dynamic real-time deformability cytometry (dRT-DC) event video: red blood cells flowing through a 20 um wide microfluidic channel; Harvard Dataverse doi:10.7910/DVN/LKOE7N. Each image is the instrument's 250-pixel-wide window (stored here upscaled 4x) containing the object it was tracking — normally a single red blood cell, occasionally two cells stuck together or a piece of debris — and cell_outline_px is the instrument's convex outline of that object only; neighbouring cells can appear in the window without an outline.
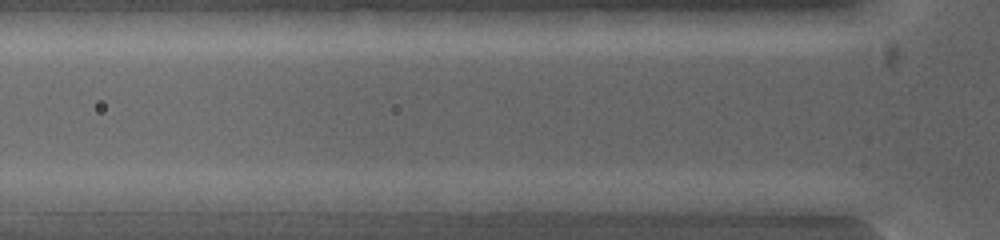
{"species": "common noctule bat (a hibernating species)", "species_latin": "Nyctalus noctula", "temperature_condition": "warm", "stored_images_in_passage": 5, "camera_frame_rate_fps": 5000, "um_per_image_px": 0.085, "animal": {"sex": "female", "body_mass_g": 19.0, "forearm_length_mm": 53.3}, "frame": {"image": 1, "passage_image": 2, "time_ms": 0.2, "image_size_px": [1000, 240], "cell_outline_px": [[600, 200], [568, 212], [532, 212], [492, 200], [528, 192], [592, 192]], "centroid_in_image_um": [46.73, 17.1], "position_along_channel_um": 79.1, "area_um2": 11.21}}